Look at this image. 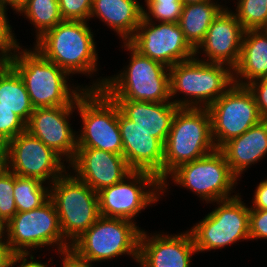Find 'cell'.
<instances>
[{
  "label": "cell",
  "mask_w": 267,
  "mask_h": 267,
  "mask_svg": "<svg viewBox=\"0 0 267 267\" xmlns=\"http://www.w3.org/2000/svg\"><path fill=\"white\" fill-rule=\"evenodd\" d=\"M123 44L131 54L127 68L114 77L98 78L85 90H103L112 100L172 102L169 68L140 54L128 42Z\"/></svg>",
  "instance_id": "obj_1"
},
{
  "label": "cell",
  "mask_w": 267,
  "mask_h": 267,
  "mask_svg": "<svg viewBox=\"0 0 267 267\" xmlns=\"http://www.w3.org/2000/svg\"><path fill=\"white\" fill-rule=\"evenodd\" d=\"M21 48L8 57V63L22 78L34 108L76 105L85 87L71 89L67 83L70 75L65 70L34 48Z\"/></svg>",
  "instance_id": "obj_2"
},
{
  "label": "cell",
  "mask_w": 267,
  "mask_h": 267,
  "mask_svg": "<svg viewBox=\"0 0 267 267\" xmlns=\"http://www.w3.org/2000/svg\"><path fill=\"white\" fill-rule=\"evenodd\" d=\"M216 149L208 108L179 107L164 144L162 191L166 192L167 177L179 165L202 158Z\"/></svg>",
  "instance_id": "obj_3"
},
{
  "label": "cell",
  "mask_w": 267,
  "mask_h": 267,
  "mask_svg": "<svg viewBox=\"0 0 267 267\" xmlns=\"http://www.w3.org/2000/svg\"><path fill=\"white\" fill-rule=\"evenodd\" d=\"M93 37L87 22L63 20L38 38L34 49L69 75L91 77L98 61Z\"/></svg>",
  "instance_id": "obj_4"
},
{
  "label": "cell",
  "mask_w": 267,
  "mask_h": 267,
  "mask_svg": "<svg viewBox=\"0 0 267 267\" xmlns=\"http://www.w3.org/2000/svg\"><path fill=\"white\" fill-rule=\"evenodd\" d=\"M226 66L194 56L170 67V98L179 93L189 96L173 103L178 107L208 108L234 84L233 70Z\"/></svg>",
  "instance_id": "obj_5"
},
{
  "label": "cell",
  "mask_w": 267,
  "mask_h": 267,
  "mask_svg": "<svg viewBox=\"0 0 267 267\" xmlns=\"http://www.w3.org/2000/svg\"><path fill=\"white\" fill-rule=\"evenodd\" d=\"M141 229L135 222L122 218L99 216L72 244L70 252L78 259L92 263L131 255L138 262Z\"/></svg>",
  "instance_id": "obj_6"
},
{
  "label": "cell",
  "mask_w": 267,
  "mask_h": 267,
  "mask_svg": "<svg viewBox=\"0 0 267 267\" xmlns=\"http://www.w3.org/2000/svg\"><path fill=\"white\" fill-rule=\"evenodd\" d=\"M77 112L82 130L77 148H95L123 155L118 123V105L103 90H85L78 98Z\"/></svg>",
  "instance_id": "obj_7"
},
{
  "label": "cell",
  "mask_w": 267,
  "mask_h": 267,
  "mask_svg": "<svg viewBox=\"0 0 267 267\" xmlns=\"http://www.w3.org/2000/svg\"><path fill=\"white\" fill-rule=\"evenodd\" d=\"M64 238L72 244L99 218L98 194L74 174L65 172L50 185Z\"/></svg>",
  "instance_id": "obj_8"
},
{
  "label": "cell",
  "mask_w": 267,
  "mask_h": 267,
  "mask_svg": "<svg viewBox=\"0 0 267 267\" xmlns=\"http://www.w3.org/2000/svg\"><path fill=\"white\" fill-rule=\"evenodd\" d=\"M6 233L7 243L14 253H31L28 250L52 245H56L61 254L71 249V244L61 232L56 207L51 199L39 208L17 212L6 223Z\"/></svg>",
  "instance_id": "obj_9"
},
{
  "label": "cell",
  "mask_w": 267,
  "mask_h": 267,
  "mask_svg": "<svg viewBox=\"0 0 267 267\" xmlns=\"http://www.w3.org/2000/svg\"><path fill=\"white\" fill-rule=\"evenodd\" d=\"M240 198L216 201L217 208L190 229L197 253L249 239V207Z\"/></svg>",
  "instance_id": "obj_10"
},
{
  "label": "cell",
  "mask_w": 267,
  "mask_h": 267,
  "mask_svg": "<svg viewBox=\"0 0 267 267\" xmlns=\"http://www.w3.org/2000/svg\"><path fill=\"white\" fill-rule=\"evenodd\" d=\"M169 176L175 184L192 190L206 203L236 196L230 194L239 180L219 149L202 158L179 165Z\"/></svg>",
  "instance_id": "obj_11"
},
{
  "label": "cell",
  "mask_w": 267,
  "mask_h": 267,
  "mask_svg": "<svg viewBox=\"0 0 267 267\" xmlns=\"http://www.w3.org/2000/svg\"><path fill=\"white\" fill-rule=\"evenodd\" d=\"M97 194L101 216L134 222L135 216L147 206L159 201L160 194L164 192L162 182L154 174L132 171L121 182L103 188Z\"/></svg>",
  "instance_id": "obj_12"
},
{
  "label": "cell",
  "mask_w": 267,
  "mask_h": 267,
  "mask_svg": "<svg viewBox=\"0 0 267 267\" xmlns=\"http://www.w3.org/2000/svg\"><path fill=\"white\" fill-rule=\"evenodd\" d=\"M208 111L212 138L217 149L263 120L253 93L247 86L236 84L211 104Z\"/></svg>",
  "instance_id": "obj_13"
},
{
  "label": "cell",
  "mask_w": 267,
  "mask_h": 267,
  "mask_svg": "<svg viewBox=\"0 0 267 267\" xmlns=\"http://www.w3.org/2000/svg\"><path fill=\"white\" fill-rule=\"evenodd\" d=\"M153 23L142 18L133 37L128 41L140 54L168 68L197 56L178 23Z\"/></svg>",
  "instance_id": "obj_14"
},
{
  "label": "cell",
  "mask_w": 267,
  "mask_h": 267,
  "mask_svg": "<svg viewBox=\"0 0 267 267\" xmlns=\"http://www.w3.org/2000/svg\"><path fill=\"white\" fill-rule=\"evenodd\" d=\"M5 145L8 169L15 175L35 178L44 184L49 180L52 184L66 172L65 160L27 130Z\"/></svg>",
  "instance_id": "obj_15"
},
{
  "label": "cell",
  "mask_w": 267,
  "mask_h": 267,
  "mask_svg": "<svg viewBox=\"0 0 267 267\" xmlns=\"http://www.w3.org/2000/svg\"><path fill=\"white\" fill-rule=\"evenodd\" d=\"M76 105L35 108L26 130L70 164L77 151V135L68 119ZM64 156V157H63Z\"/></svg>",
  "instance_id": "obj_16"
},
{
  "label": "cell",
  "mask_w": 267,
  "mask_h": 267,
  "mask_svg": "<svg viewBox=\"0 0 267 267\" xmlns=\"http://www.w3.org/2000/svg\"><path fill=\"white\" fill-rule=\"evenodd\" d=\"M245 29L234 12L224 8L210 25L204 40L195 49V55L203 49L204 62L223 64L232 70L240 58ZM200 49V50H199Z\"/></svg>",
  "instance_id": "obj_17"
},
{
  "label": "cell",
  "mask_w": 267,
  "mask_h": 267,
  "mask_svg": "<svg viewBox=\"0 0 267 267\" xmlns=\"http://www.w3.org/2000/svg\"><path fill=\"white\" fill-rule=\"evenodd\" d=\"M95 192L121 182L132 170L123 155L95 148H77L69 166Z\"/></svg>",
  "instance_id": "obj_18"
},
{
  "label": "cell",
  "mask_w": 267,
  "mask_h": 267,
  "mask_svg": "<svg viewBox=\"0 0 267 267\" xmlns=\"http://www.w3.org/2000/svg\"><path fill=\"white\" fill-rule=\"evenodd\" d=\"M118 123L123 142V156L132 171L154 174L162 182L164 144L128 119L118 107Z\"/></svg>",
  "instance_id": "obj_19"
},
{
  "label": "cell",
  "mask_w": 267,
  "mask_h": 267,
  "mask_svg": "<svg viewBox=\"0 0 267 267\" xmlns=\"http://www.w3.org/2000/svg\"><path fill=\"white\" fill-rule=\"evenodd\" d=\"M148 236L141 230L138 263L140 267H190L197 250L190 231L181 234Z\"/></svg>",
  "instance_id": "obj_20"
},
{
  "label": "cell",
  "mask_w": 267,
  "mask_h": 267,
  "mask_svg": "<svg viewBox=\"0 0 267 267\" xmlns=\"http://www.w3.org/2000/svg\"><path fill=\"white\" fill-rule=\"evenodd\" d=\"M219 150L224 154L231 171L239 178L250 165L266 156L267 119L230 139Z\"/></svg>",
  "instance_id": "obj_21"
},
{
  "label": "cell",
  "mask_w": 267,
  "mask_h": 267,
  "mask_svg": "<svg viewBox=\"0 0 267 267\" xmlns=\"http://www.w3.org/2000/svg\"><path fill=\"white\" fill-rule=\"evenodd\" d=\"M114 101L119 110L133 121L135 126L148 131L151 136L165 144L178 106L173 102Z\"/></svg>",
  "instance_id": "obj_22"
},
{
  "label": "cell",
  "mask_w": 267,
  "mask_h": 267,
  "mask_svg": "<svg viewBox=\"0 0 267 267\" xmlns=\"http://www.w3.org/2000/svg\"><path fill=\"white\" fill-rule=\"evenodd\" d=\"M233 74L234 84L239 86L267 77V29L245 30L240 58Z\"/></svg>",
  "instance_id": "obj_23"
},
{
  "label": "cell",
  "mask_w": 267,
  "mask_h": 267,
  "mask_svg": "<svg viewBox=\"0 0 267 267\" xmlns=\"http://www.w3.org/2000/svg\"><path fill=\"white\" fill-rule=\"evenodd\" d=\"M99 18L128 42L143 17V7L137 0H92L90 18Z\"/></svg>",
  "instance_id": "obj_24"
},
{
  "label": "cell",
  "mask_w": 267,
  "mask_h": 267,
  "mask_svg": "<svg viewBox=\"0 0 267 267\" xmlns=\"http://www.w3.org/2000/svg\"><path fill=\"white\" fill-rule=\"evenodd\" d=\"M213 1L183 5L178 24L185 39L194 49L204 40L210 25L224 9L222 5Z\"/></svg>",
  "instance_id": "obj_25"
},
{
  "label": "cell",
  "mask_w": 267,
  "mask_h": 267,
  "mask_svg": "<svg viewBox=\"0 0 267 267\" xmlns=\"http://www.w3.org/2000/svg\"><path fill=\"white\" fill-rule=\"evenodd\" d=\"M0 104L11 109L26 124L35 109L22 78L9 63L0 69Z\"/></svg>",
  "instance_id": "obj_26"
},
{
  "label": "cell",
  "mask_w": 267,
  "mask_h": 267,
  "mask_svg": "<svg viewBox=\"0 0 267 267\" xmlns=\"http://www.w3.org/2000/svg\"><path fill=\"white\" fill-rule=\"evenodd\" d=\"M17 12L24 13L33 23L37 29L36 40L63 21L58 0H27Z\"/></svg>",
  "instance_id": "obj_27"
},
{
  "label": "cell",
  "mask_w": 267,
  "mask_h": 267,
  "mask_svg": "<svg viewBox=\"0 0 267 267\" xmlns=\"http://www.w3.org/2000/svg\"><path fill=\"white\" fill-rule=\"evenodd\" d=\"M14 199L17 212L30 211L41 207L50 199V186L35 178L14 174Z\"/></svg>",
  "instance_id": "obj_28"
},
{
  "label": "cell",
  "mask_w": 267,
  "mask_h": 267,
  "mask_svg": "<svg viewBox=\"0 0 267 267\" xmlns=\"http://www.w3.org/2000/svg\"><path fill=\"white\" fill-rule=\"evenodd\" d=\"M235 16L245 30L267 29V0H237Z\"/></svg>",
  "instance_id": "obj_29"
},
{
  "label": "cell",
  "mask_w": 267,
  "mask_h": 267,
  "mask_svg": "<svg viewBox=\"0 0 267 267\" xmlns=\"http://www.w3.org/2000/svg\"><path fill=\"white\" fill-rule=\"evenodd\" d=\"M184 3L146 2L147 10L143 7V19L158 22L178 23L181 18ZM151 14V15H150Z\"/></svg>",
  "instance_id": "obj_30"
},
{
  "label": "cell",
  "mask_w": 267,
  "mask_h": 267,
  "mask_svg": "<svg viewBox=\"0 0 267 267\" xmlns=\"http://www.w3.org/2000/svg\"><path fill=\"white\" fill-rule=\"evenodd\" d=\"M14 173L9 169L0 175V218L7 223L16 213Z\"/></svg>",
  "instance_id": "obj_31"
},
{
  "label": "cell",
  "mask_w": 267,
  "mask_h": 267,
  "mask_svg": "<svg viewBox=\"0 0 267 267\" xmlns=\"http://www.w3.org/2000/svg\"><path fill=\"white\" fill-rule=\"evenodd\" d=\"M26 131V123L11 109L0 104V143L6 144Z\"/></svg>",
  "instance_id": "obj_32"
},
{
  "label": "cell",
  "mask_w": 267,
  "mask_h": 267,
  "mask_svg": "<svg viewBox=\"0 0 267 267\" xmlns=\"http://www.w3.org/2000/svg\"><path fill=\"white\" fill-rule=\"evenodd\" d=\"M58 4L63 20L89 21L92 0H58Z\"/></svg>",
  "instance_id": "obj_33"
},
{
  "label": "cell",
  "mask_w": 267,
  "mask_h": 267,
  "mask_svg": "<svg viewBox=\"0 0 267 267\" xmlns=\"http://www.w3.org/2000/svg\"><path fill=\"white\" fill-rule=\"evenodd\" d=\"M6 6L0 1V49L10 57L21 46H19L20 43L17 42L14 33H12V27L7 18Z\"/></svg>",
  "instance_id": "obj_34"
},
{
  "label": "cell",
  "mask_w": 267,
  "mask_h": 267,
  "mask_svg": "<svg viewBox=\"0 0 267 267\" xmlns=\"http://www.w3.org/2000/svg\"><path fill=\"white\" fill-rule=\"evenodd\" d=\"M267 239V210L249 208V239Z\"/></svg>",
  "instance_id": "obj_35"
},
{
  "label": "cell",
  "mask_w": 267,
  "mask_h": 267,
  "mask_svg": "<svg viewBox=\"0 0 267 267\" xmlns=\"http://www.w3.org/2000/svg\"><path fill=\"white\" fill-rule=\"evenodd\" d=\"M247 87L254 95L260 115L267 119V77L252 81Z\"/></svg>",
  "instance_id": "obj_36"
},
{
  "label": "cell",
  "mask_w": 267,
  "mask_h": 267,
  "mask_svg": "<svg viewBox=\"0 0 267 267\" xmlns=\"http://www.w3.org/2000/svg\"><path fill=\"white\" fill-rule=\"evenodd\" d=\"M254 193L251 209L267 210V179L258 184Z\"/></svg>",
  "instance_id": "obj_37"
},
{
  "label": "cell",
  "mask_w": 267,
  "mask_h": 267,
  "mask_svg": "<svg viewBox=\"0 0 267 267\" xmlns=\"http://www.w3.org/2000/svg\"><path fill=\"white\" fill-rule=\"evenodd\" d=\"M30 255V256H29ZM30 257L31 261H27L26 258ZM32 253H14L11 260V267L15 266L17 263L21 262V264L17 267H47V263H41L40 261H36L35 257H33ZM35 259V261L33 260Z\"/></svg>",
  "instance_id": "obj_38"
},
{
  "label": "cell",
  "mask_w": 267,
  "mask_h": 267,
  "mask_svg": "<svg viewBox=\"0 0 267 267\" xmlns=\"http://www.w3.org/2000/svg\"><path fill=\"white\" fill-rule=\"evenodd\" d=\"M62 256V267H92L91 263L82 261L78 259L73 253L70 251L64 252L60 254ZM64 257V258H63Z\"/></svg>",
  "instance_id": "obj_39"
},
{
  "label": "cell",
  "mask_w": 267,
  "mask_h": 267,
  "mask_svg": "<svg viewBox=\"0 0 267 267\" xmlns=\"http://www.w3.org/2000/svg\"><path fill=\"white\" fill-rule=\"evenodd\" d=\"M14 252L6 242L0 243V267H11V260Z\"/></svg>",
  "instance_id": "obj_40"
},
{
  "label": "cell",
  "mask_w": 267,
  "mask_h": 267,
  "mask_svg": "<svg viewBox=\"0 0 267 267\" xmlns=\"http://www.w3.org/2000/svg\"><path fill=\"white\" fill-rule=\"evenodd\" d=\"M8 170V153L4 143H0V175Z\"/></svg>",
  "instance_id": "obj_41"
},
{
  "label": "cell",
  "mask_w": 267,
  "mask_h": 267,
  "mask_svg": "<svg viewBox=\"0 0 267 267\" xmlns=\"http://www.w3.org/2000/svg\"><path fill=\"white\" fill-rule=\"evenodd\" d=\"M4 5H9L13 8L16 13L18 9L27 1V0H0Z\"/></svg>",
  "instance_id": "obj_42"
},
{
  "label": "cell",
  "mask_w": 267,
  "mask_h": 267,
  "mask_svg": "<svg viewBox=\"0 0 267 267\" xmlns=\"http://www.w3.org/2000/svg\"><path fill=\"white\" fill-rule=\"evenodd\" d=\"M6 235V223L0 218V243L5 242V236Z\"/></svg>",
  "instance_id": "obj_43"
},
{
  "label": "cell",
  "mask_w": 267,
  "mask_h": 267,
  "mask_svg": "<svg viewBox=\"0 0 267 267\" xmlns=\"http://www.w3.org/2000/svg\"><path fill=\"white\" fill-rule=\"evenodd\" d=\"M8 63V56L0 49V69Z\"/></svg>",
  "instance_id": "obj_44"
},
{
  "label": "cell",
  "mask_w": 267,
  "mask_h": 267,
  "mask_svg": "<svg viewBox=\"0 0 267 267\" xmlns=\"http://www.w3.org/2000/svg\"><path fill=\"white\" fill-rule=\"evenodd\" d=\"M145 2L183 3L182 0H144Z\"/></svg>",
  "instance_id": "obj_45"
},
{
  "label": "cell",
  "mask_w": 267,
  "mask_h": 267,
  "mask_svg": "<svg viewBox=\"0 0 267 267\" xmlns=\"http://www.w3.org/2000/svg\"><path fill=\"white\" fill-rule=\"evenodd\" d=\"M208 0H182L184 4H193V3H200V2H206Z\"/></svg>",
  "instance_id": "obj_46"
}]
</instances>
